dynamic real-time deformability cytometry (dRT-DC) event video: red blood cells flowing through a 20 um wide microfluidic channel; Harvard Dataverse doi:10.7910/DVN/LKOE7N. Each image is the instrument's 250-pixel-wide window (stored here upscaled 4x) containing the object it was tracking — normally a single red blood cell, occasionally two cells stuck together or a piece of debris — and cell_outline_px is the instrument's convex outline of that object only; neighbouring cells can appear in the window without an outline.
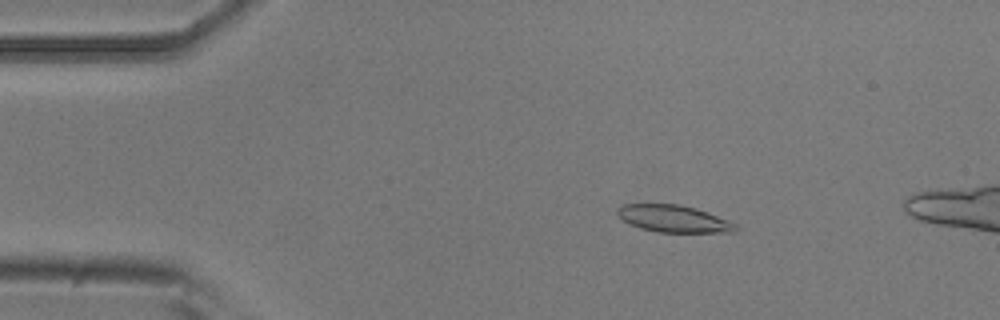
{"species": "common noctule bat (a hibernating species)", "species_latin": "Nyctalus noctula", "temperature_condition": "room temperature", "stored_images_in_passage": 8, "camera_frame_rate_fps": 3000, "um_per_image_px": 0.085, "animal": {"sex": "male", "body_mass_g": 20.5, "forearm_length_mm": 52.5}, "frame": {"image": 1, "passage_image": 3, "time_ms": 0.667, "image_size_px": [1000, 320], "cell_outline_px": [[740, 228], [736, 232], [656, 232], [640, 228], [620, 220], [616, 216], [616, 208], [624, 204], [680, 204], [696, 208], [728, 220], [736, 224]], "centroid_in_image_um": [57.22, 18.59], "position_along_channel_um": 27.8, "area_um2": 18.9}}